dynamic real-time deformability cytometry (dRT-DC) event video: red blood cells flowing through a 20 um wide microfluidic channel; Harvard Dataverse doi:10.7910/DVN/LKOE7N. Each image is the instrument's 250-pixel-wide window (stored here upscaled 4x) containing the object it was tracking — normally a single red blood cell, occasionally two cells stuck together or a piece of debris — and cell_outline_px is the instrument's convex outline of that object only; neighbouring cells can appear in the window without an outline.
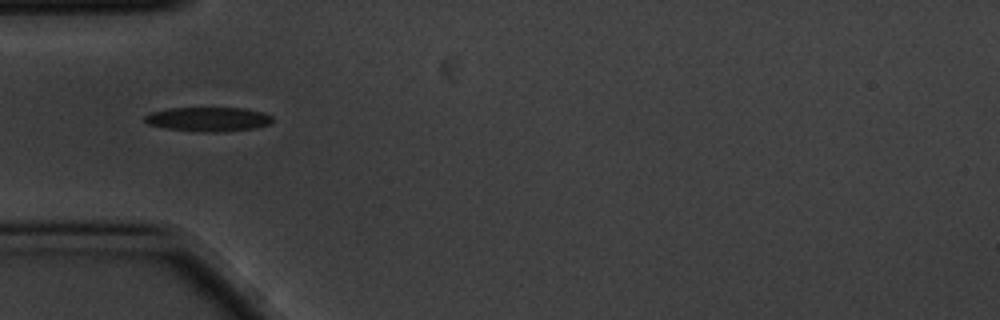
{"species": "common noctule bat (a hibernating species)", "species_latin": "Nyctalus noctula", "temperature_condition": "cold", "stored_images_in_passage": 3, "camera_frame_rate_fps": 3000, "um_per_image_px": 0.085, "animal": {"sex": "male", "body_mass_g": 20.1, "forearm_length_mm": 53.5}, "frame": {"image": 1, "passage_image": 1, "time_ms": 0.0, "image_size_px": [1000, 320], "cell_outline_px": [[272, 124], [256, 128], [220, 132], [204, 132], [164, 128], [148, 124], [144, 120], [144, 116], [148, 112], [168, 108], [244, 108], [264, 112], [272, 116]], "centroid_in_image_um": [17.7, 10.13], "position_along_channel_um": 67.3, "area_um2": 18.32}}